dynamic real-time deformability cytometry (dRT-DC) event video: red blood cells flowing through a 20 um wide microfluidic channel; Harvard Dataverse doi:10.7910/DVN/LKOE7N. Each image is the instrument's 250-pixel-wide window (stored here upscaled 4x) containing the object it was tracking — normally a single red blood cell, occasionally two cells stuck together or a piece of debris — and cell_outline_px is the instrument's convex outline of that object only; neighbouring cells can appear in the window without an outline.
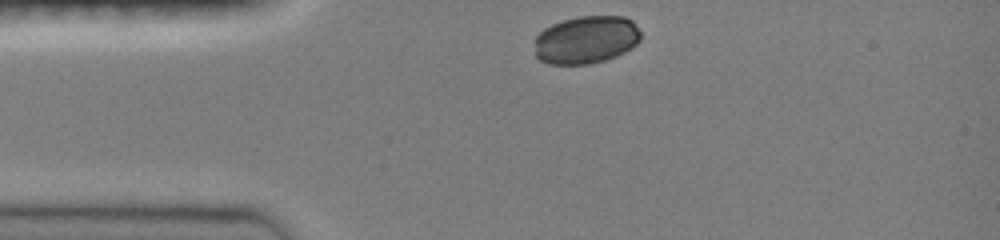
{"species": "common noctule bat (a hibernating species)", "species_latin": "Nyctalus noctula", "temperature_condition": "room temperature", "stored_images_in_passage": 32, "camera_frame_rate_fps": 3000, "um_per_image_px": 0.085, "animal": {"sex": "female", "body_mass_g": 19.0, "forearm_length_mm": 51.5}, "frame": {"image": 1, "passage_image": 1, "time_ms": 0.0, "image_size_px": [1000, 240], "cell_outline_px": [[640, 40], [632, 48], [616, 56], [604, 60], [588, 64], [548, 64], [540, 60], [536, 56], [536, 36], [544, 28], [552, 24], [564, 20], [580, 16], [624, 16], [632, 20], [640, 32]], "centroid_in_image_um": [49.83, 3.38], "position_along_channel_um": 35.2, "area_um2": 29.54}}
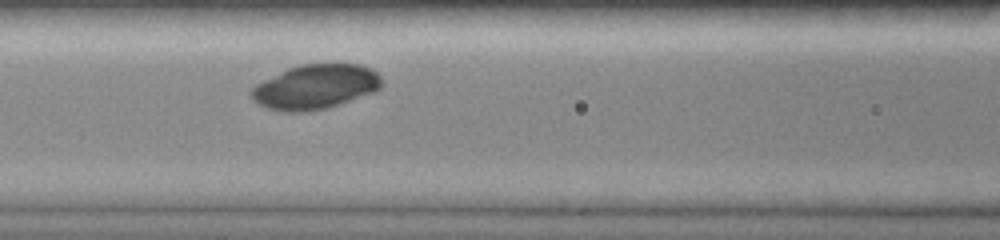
{"frame": {"image": 2, "passage_image": 11, "time_ms": 3.333, "image_size_px": [1000, 240], "cell_outline_px": [[380, 88], [376, 92], [324, 108], [308, 112], [284, 112], [268, 108], [252, 100], [252, 88], [256, 84], [288, 68], [300, 64], [360, 64], [376, 72], [380, 76]], "centroid_in_image_um": [26.8, 7.38], "position_along_channel_um": 139.8, "area_um2": 33.52}}